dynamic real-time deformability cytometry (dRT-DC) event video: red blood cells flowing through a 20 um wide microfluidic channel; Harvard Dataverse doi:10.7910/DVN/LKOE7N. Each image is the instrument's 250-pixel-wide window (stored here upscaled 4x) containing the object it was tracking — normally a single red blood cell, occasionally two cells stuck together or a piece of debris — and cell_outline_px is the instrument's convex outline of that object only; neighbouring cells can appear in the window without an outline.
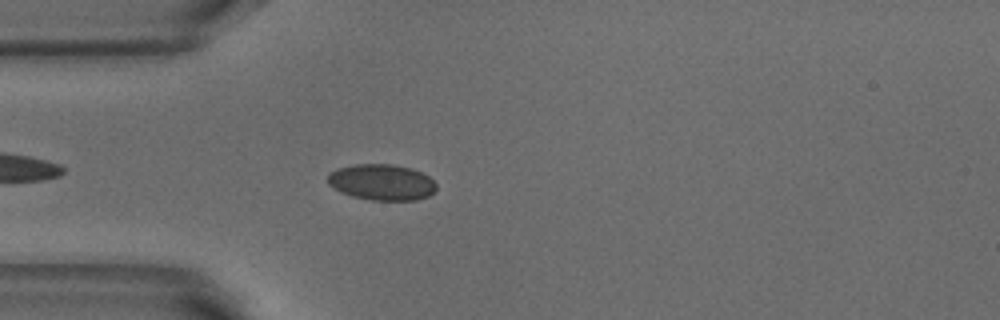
{"species": "common noctule bat (a hibernating species)", "species_latin": "Nyctalus noctula", "temperature_condition": "warm", "stored_images_in_passage": 43, "camera_frame_rate_fps": 3000, "um_per_image_px": 0.085, "animal": {"sex": "male", "body_mass_g": 18.8}, "frame": {"image": 1, "passage_image": 5, "time_ms": 1.333, "image_size_px": [1000, 320], "cell_outline_px": [[436, 188], [428, 196], [416, 200], [372, 200], [352, 196], [340, 192], [328, 184], [328, 172], [336, 168], [356, 164], [392, 164], [412, 168], [428, 176], [436, 184]], "centroid_in_image_um": [32.41, 15.48], "position_along_channel_um": 52.6, "area_um2": 22.83}}
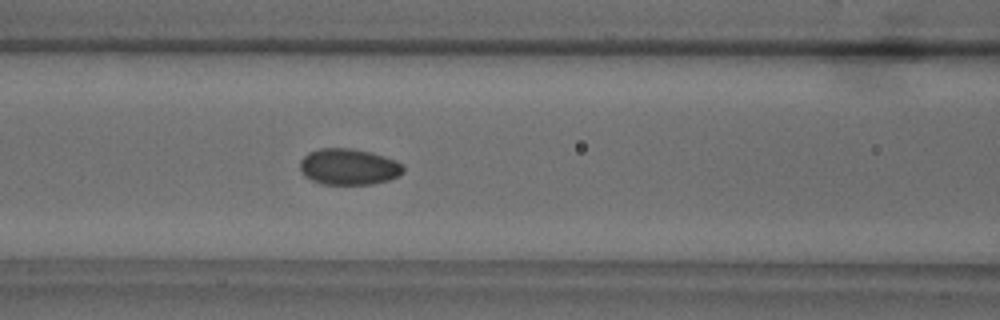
{"frame": {"image": 2, "passage_image": 12, "time_ms": 3.667, "image_size_px": [1000, 320], "cell_outline_px": [[404, 172], [388, 180], [372, 184], [324, 184], [312, 180], [304, 176], [300, 172], [300, 160], [308, 152], [320, 148], [352, 148], [372, 152], [396, 160], [404, 164]], "centroid_in_image_um": [29.64, 14.16], "position_along_channel_um": 137.0, "area_um2": 21.96}}
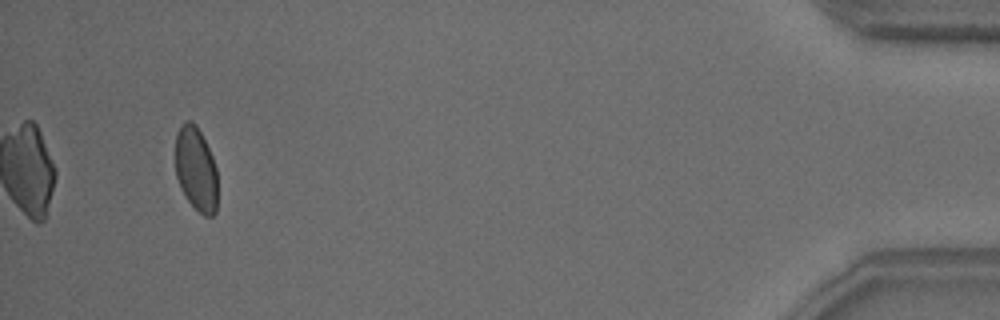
{"frame": {"image": 3, "passage_image": 40, "time_ms": 13.0, "image_size_px": [1000, 320], "cell_outline_px": [[216, 212], [212, 216], [204, 216], [188, 200], [180, 188], [176, 176], [176, 136], [180, 124], [184, 120], [188, 120], [196, 124], [212, 156], [216, 168]], "centroid_in_image_um": [16.64, 14.35], "position_along_channel_um": 418.6, "area_um2": 20.52}, "authors_computed_cell_mechanics": {"area_um2": 21.5594, "velocity_mm_per_s": 3.8328, "shape_relaxation_time_tau1_ms": 4.0477, "shape_relaxation_time_tau2_ms": 0.7953, "deformation_change_tau1": 0.0704, "deformation_change_tau2": 0.0314}}